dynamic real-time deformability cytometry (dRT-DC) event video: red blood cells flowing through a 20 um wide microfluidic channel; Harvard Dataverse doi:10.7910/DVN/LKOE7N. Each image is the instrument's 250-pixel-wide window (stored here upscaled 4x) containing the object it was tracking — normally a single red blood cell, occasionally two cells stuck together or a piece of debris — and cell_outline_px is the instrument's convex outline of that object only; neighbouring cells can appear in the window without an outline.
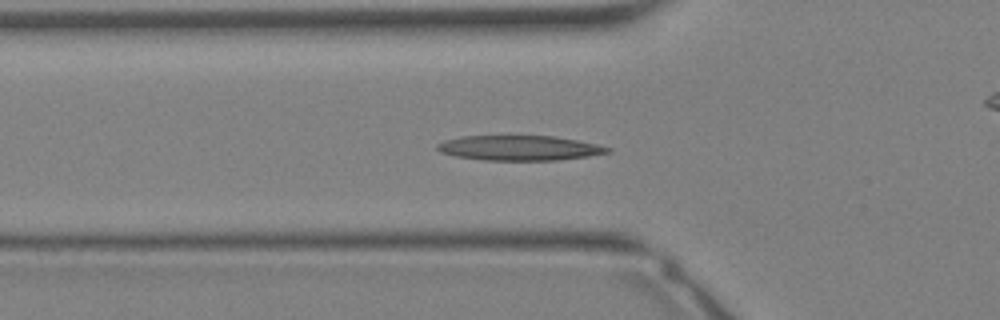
{"species": "Egyptian fruit bat (a non-hibernating species)", "species_latin": "Rousettus aegyptiacus", "temperature_condition": "warm", "stored_images_in_passage": 34, "camera_frame_rate_fps": 3000, "um_per_image_px": 0.085, "animal": {"sex": "female"}, "frame": {"image": 1, "passage_image": 11, "time_ms": 3.333, "image_size_px": [1000, 320], "cell_outline_px": [[612, 152], [588, 156], [560, 160], [484, 160], [456, 156], [440, 152], [436, 148], [436, 144], [444, 140], [460, 136], [556, 136], [596, 144], [612, 148]], "centroid_in_image_um": [44.15, 12.57], "position_along_channel_um": 81.7, "area_um2": 24.8}}
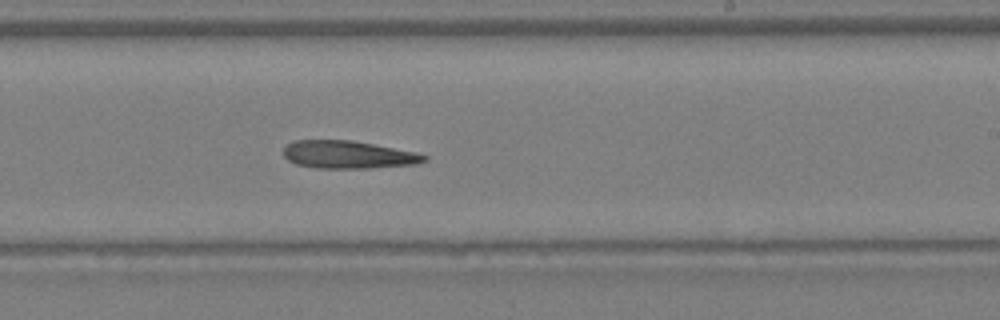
{"frame": {"image": 2, "passage_image": 20, "time_ms": 6.333, "image_size_px": [1000, 320], "cell_outline_px": [[428, 160], [412, 164], [368, 168], [316, 168], [296, 164], [288, 160], [284, 156], [284, 148], [292, 140], [352, 140], [412, 152], [428, 156]], "centroid_in_image_um": [29.52, 13.14], "position_along_channel_um": 259.5, "area_um2": 22.43}}
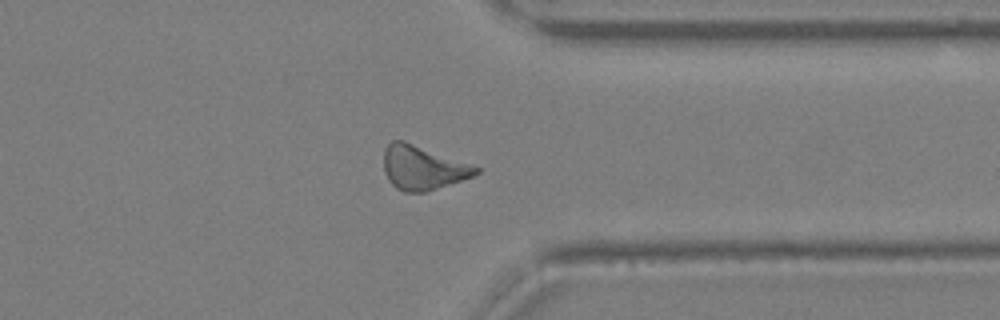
{"frame": {"image": 3, "passage_image": 26, "time_ms": 8.333, "image_size_px": [1000, 320], "cell_outline_px": [[480, 172], [472, 176], [424, 192], [404, 192], [396, 188], [388, 180], [384, 172], [384, 148], [392, 140], [404, 140], [480, 168]], "centroid_in_image_um": [35.87, 14.25], "position_along_channel_um": 375.5, "area_um2": 23.29}}